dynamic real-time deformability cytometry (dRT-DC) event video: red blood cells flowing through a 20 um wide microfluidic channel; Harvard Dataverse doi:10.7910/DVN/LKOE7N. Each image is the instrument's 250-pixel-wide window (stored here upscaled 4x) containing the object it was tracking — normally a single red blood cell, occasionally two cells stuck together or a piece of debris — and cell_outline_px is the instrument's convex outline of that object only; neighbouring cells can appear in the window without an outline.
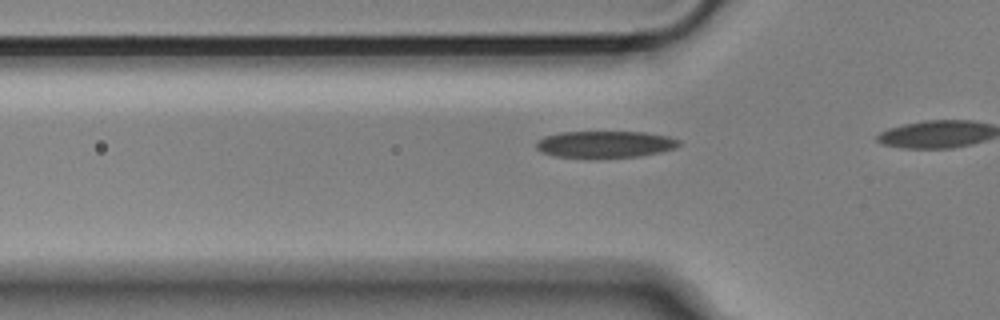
{"species": "Egyptian fruit bat (a non-hibernating species)", "species_latin": "Rousettus aegyptiacus", "temperature_condition": "cold", "stored_images_in_passage": 9, "camera_frame_rate_fps": 3000, "um_per_image_px": 0.085, "animal": {"sex": "male"}, "frame": {"image": 1, "passage_image": 6, "time_ms": 1.667, "image_size_px": [1000, 320], "cell_outline_px": [[680, 144], [676, 148], [660, 152], [640, 156], [556, 156], [540, 152], [536, 148], [536, 140], [544, 136], [560, 132], [644, 132], [668, 136], [680, 140]], "centroid_in_image_um": [51.43, 12.23], "position_along_channel_um": 74.4, "area_um2": 21.85}}